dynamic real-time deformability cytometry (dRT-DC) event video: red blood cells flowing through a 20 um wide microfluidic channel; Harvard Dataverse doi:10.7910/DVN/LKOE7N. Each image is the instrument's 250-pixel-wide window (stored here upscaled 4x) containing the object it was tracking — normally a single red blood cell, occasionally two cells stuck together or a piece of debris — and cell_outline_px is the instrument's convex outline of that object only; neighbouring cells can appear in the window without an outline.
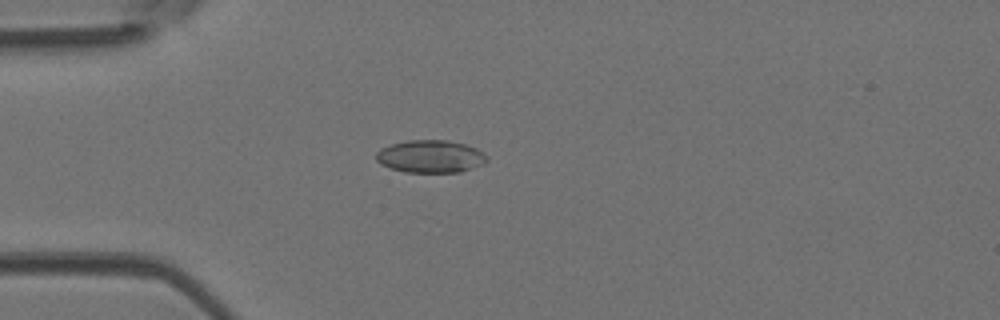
{"species": "Egyptian fruit bat (a non-hibernating species)", "species_latin": "Rousettus aegyptiacus", "temperature_condition": "room temperature", "stored_images_in_passage": 46, "camera_frame_rate_fps": 3000, "um_per_image_px": 0.085, "animal": {"sex": "female"}, "frame": {"image": 1, "passage_image": 13, "time_ms": 4.0, "image_size_px": [1000, 320], "cell_outline_px": [[488, 160], [484, 164], [460, 172], [404, 172], [380, 164], [376, 160], [376, 152], [380, 148], [392, 144], [408, 140], [448, 140], [464, 144], [476, 148], [484, 152], [488, 156]], "centroid_in_image_um": [36.61, 13.29], "position_along_channel_um": 48.4, "area_um2": 21.15}}
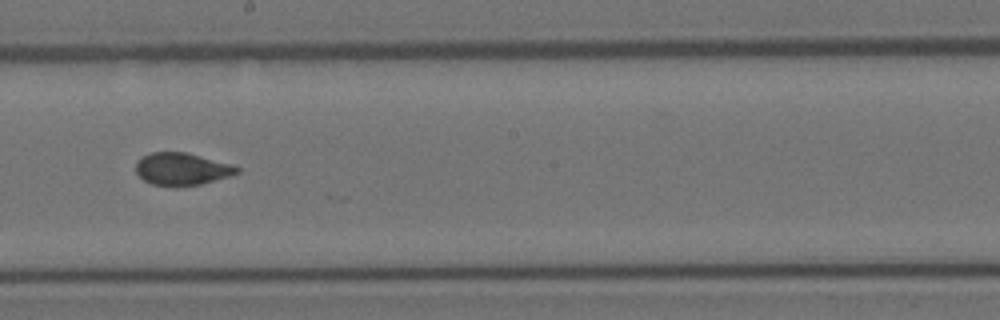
{"frame": {"image": 2, "passage_image": 27, "time_ms": 8.667, "image_size_px": [1000, 320], "cell_outline_px": [[240, 172], [228, 176], [200, 184], [176, 188], [172, 188], [152, 184], [144, 180], [136, 172], [136, 164], [144, 156], [152, 152], [188, 152], [232, 164], [240, 168]], "centroid_in_image_um": [15.47, 14.38], "position_along_channel_um": 232.7, "area_um2": 19.25}}
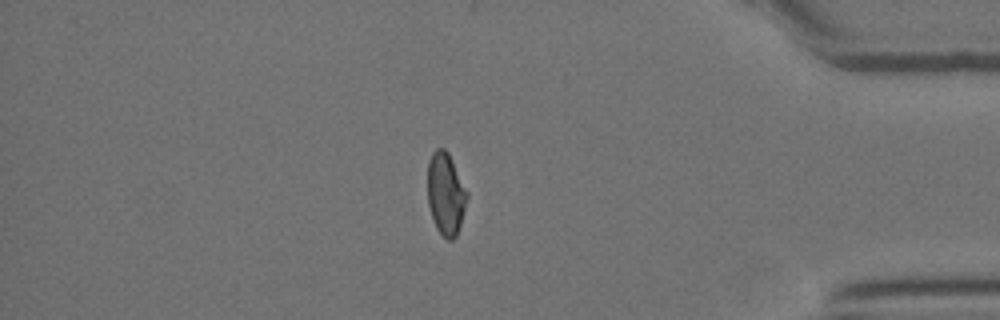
{"frame": {"image": 3, "passage_image": 41, "time_ms": 13.333, "image_size_px": [1000, 320], "cell_outline_px": [[468, 196], [460, 224], [456, 236], [452, 240], [448, 240], [436, 228], [428, 204], [428, 160], [432, 152], [436, 148], [444, 148], [448, 152], [468, 192]], "centroid_in_image_um": [37.88, 16.44], "position_along_channel_um": 397.3, "area_um2": 18.79}}